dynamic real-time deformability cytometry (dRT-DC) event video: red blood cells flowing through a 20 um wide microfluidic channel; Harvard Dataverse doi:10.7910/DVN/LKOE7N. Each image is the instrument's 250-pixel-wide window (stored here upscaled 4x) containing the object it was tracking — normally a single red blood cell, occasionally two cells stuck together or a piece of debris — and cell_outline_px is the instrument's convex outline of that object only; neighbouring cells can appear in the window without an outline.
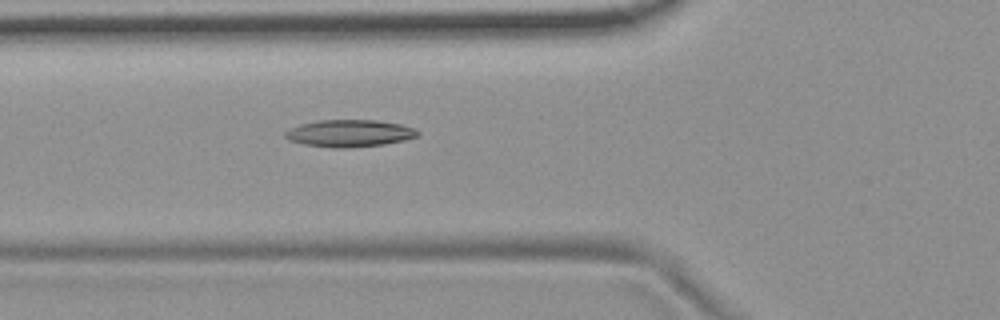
{"species": "common noctule bat (a hibernating species)", "species_latin": "Nyctalus noctula", "temperature_condition": "room temperature", "stored_images_in_passage": 6, "camera_frame_rate_fps": 3000, "um_per_image_px": 0.085, "animal": {"sex": "female", "body_mass_g": 19.9}, "frame": {"image": 1, "passage_image": 6, "time_ms": 6.0, "image_size_px": [1000, 320], "cell_outline_px": [[420, 136], [404, 140], [384, 144], [344, 148], [332, 148], [304, 144], [288, 140], [284, 136], [284, 132], [288, 128], [300, 124], [316, 120], [376, 120], [400, 124], [412, 128], [420, 132]], "centroid_in_image_um": [29.67, 11.33], "position_along_channel_um": 96.1, "area_um2": 21.04}}